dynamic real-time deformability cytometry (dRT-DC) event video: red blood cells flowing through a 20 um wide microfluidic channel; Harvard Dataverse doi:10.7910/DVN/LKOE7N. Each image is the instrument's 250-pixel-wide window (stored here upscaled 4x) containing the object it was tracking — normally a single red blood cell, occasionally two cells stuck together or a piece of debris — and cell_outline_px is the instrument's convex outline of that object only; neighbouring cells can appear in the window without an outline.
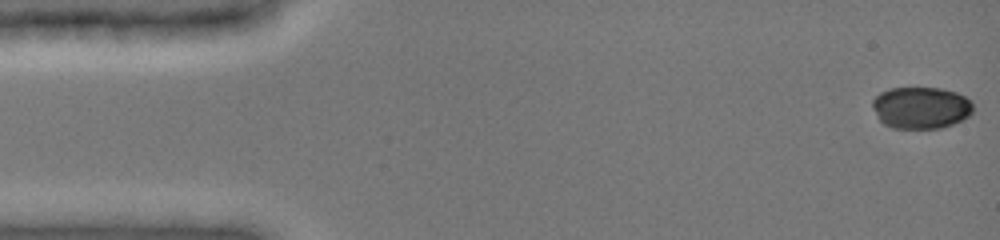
{"species": "common noctule bat (a hibernating species)", "species_latin": "Nyctalus noctula", "temperature_condition": "cold", "stored_images_in_passage": 9, "camera_frame_rate_fps": 3000, "um_per_image_px": 0.085, "animal": {"sex": "female", "body_mass_g": 19.0, "forearm_length_mm": 51.5}, "frame": {"image": 1, "passage_image": 1, "time_ms": 0.0, "image_size_px": [1000, 240], "cell_outline_px": [[972, 112], [968, 116], [952, 124], [940, 128], [892, 128], [884, 124], [880, 120], [872, 108], [872, 100], [880, 92], [888, 88], [940, 88], [956, 92], [972, 100]], "centroid_in_image_um": [78.26, 9.15], "position_along_channel_um": 6.7, "area_um2": 24.57}}
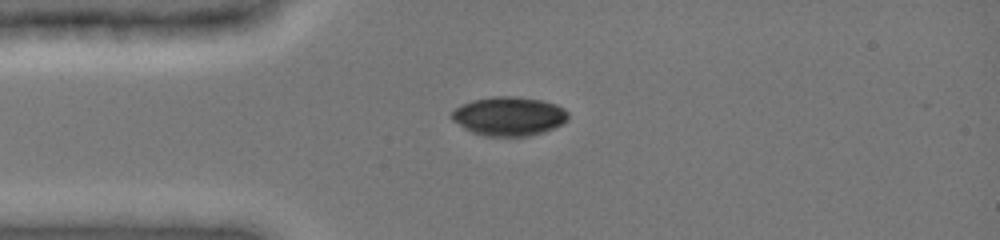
{"frame": {"image": 2, "passage_image": 5, "time_ms": 3.667, "image_size_px": [1000, 240], "cell_outline_px": [[568, 120], [544, 132], [528, 136], [484, 136], [472, 132], [464, 128], [452, 120], [452, 112], [460, 104], [472, 100], [496, 96], [512, 96], [540, 100], [556, 104], [564, 108], [568, 112]], "centroid_in_image_um": [43.25, 9.88], "position_along_channel_um": 41.7, "area_um2": 26.36}}
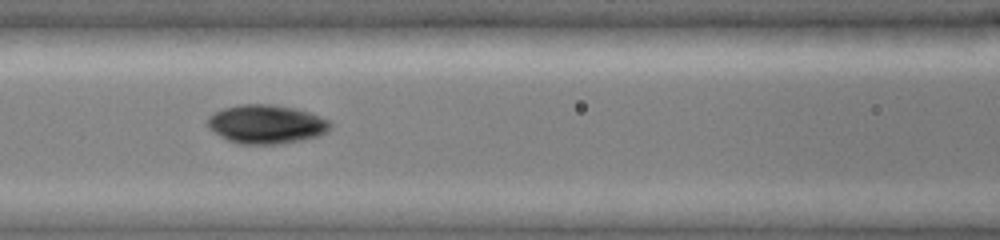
{"frame": {"image": 3, "passage_image": 8, "time_ms": 6.667, "image_size_px": [1000, 240], "cell_outline_px": [[332, 128], [328, 132], [320, 136], [300, 140], [276, 144], [240, 144], [228, 140], [220, 136], [208, 128], [208, 116], [224, 108], [240, 104], [268, 104], [296, 108], [320, 116], [328, 120], [332, 124]], "centroid_in_image_um": [22.66, 10.56], "position_along_channel_um": 143.9, "area_um2": 27.8}}